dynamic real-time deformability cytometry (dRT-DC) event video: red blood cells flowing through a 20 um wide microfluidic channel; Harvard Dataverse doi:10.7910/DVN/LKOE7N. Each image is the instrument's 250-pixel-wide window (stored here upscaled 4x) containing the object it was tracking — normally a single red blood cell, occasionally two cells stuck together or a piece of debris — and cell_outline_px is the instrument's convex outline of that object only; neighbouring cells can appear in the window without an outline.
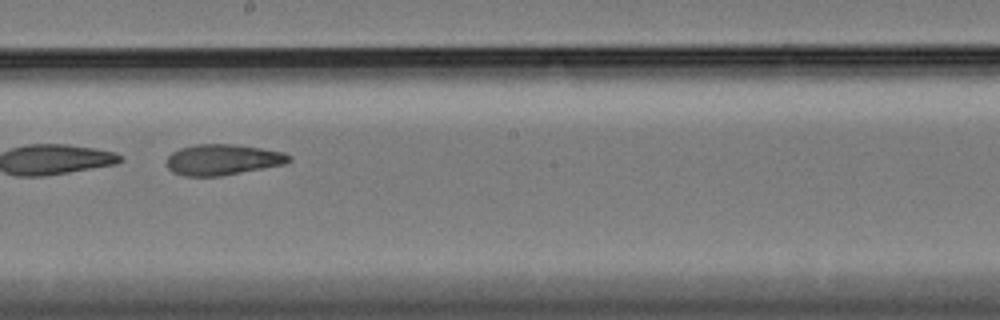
{"species": "Egyptian fruit bat (a non-hibernating species)", "species_latin": "Rousettus aegyptiacus", "temperature_condition": "cold", "stored_images_in_passage": 59, "camera_frame_rate_fps": 3000, "um_per_image_px": 0.085, "animal": {"sex": "female"}, "frame": {"image": 1, "passage_image": 34, "time_ms": 11.0, "image_size_px": [1000, 320], "cell_outline_px": [[292, 160], [284, 164], [264, 168], [220, 176], [184, 176], [172, 172], [168, 168], [168, 156], [172, 152], [180, 148], [192, 144], [232, 144], [260, 148], [284, 152], [292, 156]], "centroid_in_image_um": [18.93, 13.57], "position_along_channel_um": 229.3, "area_um2": 21.96}}